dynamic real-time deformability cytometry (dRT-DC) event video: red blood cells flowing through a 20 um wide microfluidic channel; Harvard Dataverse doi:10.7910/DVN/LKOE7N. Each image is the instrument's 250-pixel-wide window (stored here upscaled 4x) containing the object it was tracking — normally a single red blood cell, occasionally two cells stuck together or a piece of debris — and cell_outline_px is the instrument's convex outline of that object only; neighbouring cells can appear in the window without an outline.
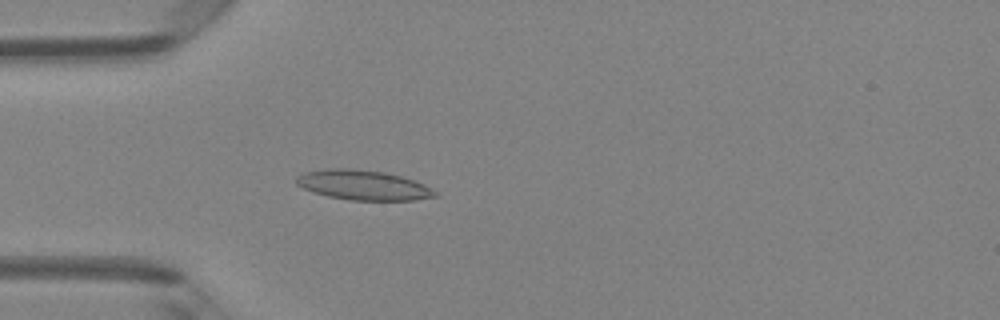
{"species": "Egyptian fruit bat (a non-hibernating species)", "species_latin": "Rousettus aegyptiacus", "temperature_condition": "room temperature", "stored_images_in_passage": 4, "camera_frame_rate_fps": 3000, "um_per_image_px": 0.085, "animal": {"sex": "female"}, "frame": {"image": 1, "passage_image": 4, "time_ms": 1.0, "image_size_px": [1000, 320], "cell_outline_px": [[440, 196], [412, 200], [352, 200], [328, 196], [312, 192], [296, 184], [296, 176], [304, 172], [328, 168], [348, 168], [384, 172], [400, 176], [424, 184], [440, 192]], "centroid_in_image_um": [30.89, 15.73], "position_along_channel_um": 54.1, "area_um2": 24.16}}